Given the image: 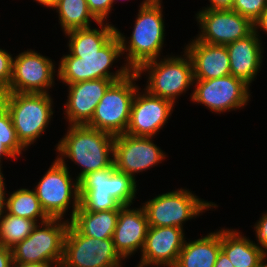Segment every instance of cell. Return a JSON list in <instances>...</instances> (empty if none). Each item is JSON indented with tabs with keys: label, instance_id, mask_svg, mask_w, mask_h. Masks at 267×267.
I'll use <instances>...</instances> for the list:
<instances>
[{
	"label": "cell",
	"instance_id": "ffe728a7",
	"mask_svg": "<svg viewBox=\"0 0 267 267\" xmlns=\"http://www.w3.org/2000/svg\"><path fill=\"white\" fill-rule=\"evenodd\" d=\"M185 48L193 65L194 80H208L227 76L230 60L226 45H214L191 39Z\"/></svg>",
	"mask_w": 267,
	"mask_h": 267
},
{
	"label": "cell",
	"instance_id": "e575fe53",
	"mask_svg": "<svg viewBox=\"0 0 267 267\" xmlns=\"http://www.w3.org/2000/svg\"><path fill=\"white\" fill-rule=\"evenodd\" d=\"M254 32L260 37L259 33L261 30L267 34V8L260 14V16L253 22ZM260 28V29H259ZM260 31H259V30Z\"/></svg>",
	"mask_w": 267,
	"mask_h": 267
},
{
	"label": "cell",
	"instance_id": "d590c367",
	"mask_svg": "<svg viewBox=\"0 0 267 267\" xmlns=\"http://www.w3.org/2000/svg\"><path fill=\"white\" fill-rule=\"evenodd\" d=\"M4 176L2 171L0 172V220L4 216V213L6 211V184L4 183Z\"/></svg>",
	"mask_w": 267,
	"mask_h": 267
},
{
	"label": "cell",
	"instance_id": "603a6c76",
	"mask_svg": "<svg viewBox=\"0 0 267 267\" xmlns=\"http://www.w3.org/2000/svg\"><path fill=\"white\" fill-rule=\"evenodd\" d=\"M221 250V229L196 240L185 239L174 267H214Z\"/></svg>",
	"mask_w": 267,
	"mask_h": 267
},
{
	"label": "cell",
	"instance_id": "9a60e30c",
	"mask_svg": "<svg viewBox=\"0 0 267 267\" xmlns=\"http://www.w3.org/2000/svg\"><path fill=\"white\" fill-rule=\"evenodd\" d=\"M153 138L126 133L115 135L113 159L115 169L136 180L135 174L162 163L166 154L154 144Z\"/></svg>",
	"mask_w": 267,
	"mask_h": 267
},
{
	"label": "cell",
	"instance_id": "3957f363",
	"mask_svg": "<svg viewBox=\"0 0 267 267\" xmlns=\"http://www.w3.org/2000/svg\"><path fill=\"white\" fill-rule=\"evenodd\" d=\"M137 181L115 169L92 171L79 181L80 205L88 211H107L131 206Z\"/></svg>",
	"mask_w": 267,
	"mask_h": 267
},
{
	"label": "cell",
	"instance_id": "4316f807",
	"mask_svg": "<svg viewBox=\"0 0 267 267\" xmlns=\"http://www.w3.org/2000/svg\"><path fill=\"white\" fill-rule=\"evenodd\" d=\"M6 212L36 221L38 224L49 219L43 211L34 189L20 188L7 195ZM40 220V222H39Z\"/></svg>",
	"mask_w": 267,
	"mask_h": 267
},
{
	"label": "cell",
	"instance_id": "5bb4252c",
	"mask_svg": "<svg viewBox=\"0 0 267 267\" xmlns=\"http://www.w3.org/2000/svg\"><path fill=\"white\" fill-rule=\"evenodd\" d=\"M201 30L197 39L214 45H227L250 35L253 22L231 9H202L195 15Z\"/></svg>",
	"mask_w": 267,
	"mask_h": 267
},
{
	"label": "cell",
	"instance_id": "277c9868",
	"mask_svg": "<svg viewBox=\"0 0 267 267\" xmlns=\"http://www.w3.org/2000/svg\"><path fill=\"white\" fill-rule=\"evenodd\" d=\"M121 55L120 40L115 34L96 52L64 54L58 65L57 78L65 85L93 79L122 80L132 72L125 64L115 73L109 71Z\"/></svg>",
	"mask_w": 267,
	"mask_h": 267
},
{
	"label": "cell",
	"instance_id": "d4e9b609",
	"mask_svg": "<svg viewBox=\"0 0 267 267\" xmlns=\"http://www.w3.org/2000/svg\"><path fill=\"white\" fill-rule=\"evenodd\" d=\"M105 22H98L99 30L89 27L65 32L69 39V53L96 52L104 46L116 34V27Z\"/></svg>",
	"mask_w": 267,
	"mask_h": 267
},
{
	"label": "cell",
	"instance_id": "f1b7e54d",
	"mask_svg": "<svg viewBox=\"0 0 267 267\" xmlns=\"http://www.w3.org/2000/svg\"><path fill=\"white\" fill-rule=\"evenodd\" d=\"M0 140L3 144L17 157L22 155V151H26L25 147L17 138L16 130L13 126L9 112L4 102L0 99Z\"/></svg>",
	"mask_w": 267,
	"mask_h": 267
},
{
	"label": "cell",
	"instance_id": "74e56055",
	"mask_svg": "<svg viewBox=\"0 0 267 267\" xmlns=\"http://www.w3.org/2000/svg\"><path fill=\"white\" fill-rule=\"evenodd\" d=\"M214 267H234V266L232 265L231 261L226 256V254L222 250H220Z\"/></svg>",
	"mask_w": 267,
	"mask_h": 267
},
{
	"label": "cell",
	"instance_id": "7a4b0ae2",
	"mask_svg": "<svg viewBox=\"0 0 267 267\" xmlns=\"http://www.w3.org/2000/svg\"><path fill=\"white\" fill-rule=\"evenodd\" d=\"M139 7L130 40L116 28L122 57L126 52L124 64L131 71H136L145 62L160 58L165 38L162 0H143Z\"/></svg>",
	"mask_w": 267,
	"mask_h": 267
},
{
	"label": "cell",
	"instance_id": "d6986e66",
	"mask_svg": "<svg viewBox=\"0 0 267 267\" xmlns=\"http://www.w3.org/2000/svg\"><path fill=\"white\" fill-rule=\"evenodd\" d=\"M148 228L149 223L143 207L130 208L129 205L119 210L112 240L123 259L126 260L140 249L142 251Z\"/></svg>",
	"mask_w": 267,
	"mask_h": 267
},
{
	"label": "cell",
	"instance_id": "8992f818",
	"mask_svg": "<svg viewBox=\"0 0 267 267\" xmlns=\"http://www.w3.org/2000/svg\"><path fill=\"white\" fill-rule=\"evenodd\" d=\"M138 76L148 73L145 90L156 97L171 101L176 99L193 86V65L191 58L184 50V55H167L142 64L136 71ZM145 72V73H144Z\"/></svg>",
	"mask_w": 267,
	"mask_h": 267
},
{
	"label": "cell",
	"instance_id": "44dd1931",
	"mask_svg": "<svg viewBox=\"0 0 267 267\" xmlns=\"http://www.w3.org/2000/svg\"><path fill=\"white\" fill-rule=\"evenodd\" d=\"M261 37L253 31L250 35L226 45L230 60V73L251 86L262 66Z\"/></svg>",
	"mask_w": 267,
	"mask_h": 267
},
{
	"label": "cell",
	"instance_id": "8d00e7d4",
	"mask_svg": "<svg viewBox=\"0 0 267 267\" xmlns=\"http://www.w3.org/2000/svg\"><path fill=\"white\" fill-rule=\"evenodd\" d=\"M210 6L203 7L204 9H231L234 0H208Z\"/></svg>",
	"mask_w": 267,
	"mask_h": 267
},
{
	"label": "cell",
	"instance_id": "52a82bcc",
	"mask_svg": "<svg viewBox=\"0 0 267 267\" xmlns=\"http://www.w3.org/2000/svg\"><path fill=\"white\" fill-rule=\"evenodd\" d=\"M149 226L179 227L183 229L186 221L195 219L204 211L218 206L214 202H207L198 198L188 189L172 190L155 196L142 203Z\"/></svg>",
	"mask_w": 267,
	"mask_h": 267
},
{
	"label": "cell",
	"instance_id": "60d3db41",
	"mask_svg": "<svg viewBox=\"0 0 267 267\" xmlns=\"http://www.w3.org/2000/svg\"><path fill=\"white\" fill-rule=\"evenodd\" d=\"M35 1L43 5L44 7H48L51 9V7L55 4L56 0H35Z\"/></svg>",
	"mask_w": 267,
	"mask_h": 267
},
{
	"label": "cell",
	"instance_id": "9c48e42d",
	"mask_svg": "<svg viewBox=\"0 0 267 267\" xmlns=\"http://www.w3.org/2000/svg\"><path fill=\"white\" fill-rule=\"evenodd\" d=\"M70 221L49 218L36 225L32 233L12 248L13 263H55L61 266L64 240Z\"/></svg>",
	"mask_w": 267,
	"mask_h": 267
},
{
	"label": "cell",
	"instance_id": "4fadbf2b",
	"mask_svg": "<svg viewBox=\"0 0 267 267\" xmlns=\"http://www.w3.org/2000/svg\"><path fill=\"white\" fill-rule=\"evenodd\" d=\"M55 64L32 49L13 57L12 78L5 92L49 93L54 86Z\"/></svg>",
	"mask_w": 267,
	"mask_h": 267
},
{
	"label": "cell",
	"instance_id": "836d02e7",
	"mask_svg": "<svg viewBox=\"0 0 267 267\" xmlns=\"http://www.w3.org/2000/svg\"><path fill=\"white\" fill-rule=\"evenodd\" d=\"M0 267H13L12 249L0 245Z\"/></svg>",
	"mask_w": 267,
	"mask_h": 267
},
{
	"label": "cell",
	"instance_id": "1f68e13d",
	"mask_svg": "<svg viewBox=\"0 0 267 267\" xmlns=\"http://www.w3.org/2000/svg\"><path fill=\"white\" fill-rule=\"evenodd\" d=\"M91 14L98 22H104L113 8L112 0H87Z\"/></svg>",
	"mask_w": 267,
	"mask_h": 267
},
{
	"label": "cell",
	"instance_id": "d6a6232c",
	"mask_svg": "<svg viewBox=\"0 0 267 267\" xmlns=\"http://www.w3.org/2000/svg\"><path fill=\"white\" fill-rule=\"evenodd\" d=\"M262 214L253 227L258 242L256 245L261 247L267 255V212Z\"/></svg>",
	"mask_w": 267,
	"mask_h": 267
},
{
	"label": "cell",
	"instance_id": "ac0fdd59",
	"mask_svg": "<svg viewBox=\"0 0 267 267\" xmlns=\"http://www.w3.org/2000/svg\"><path fill=\"white\" fill-rule=\"evenodd\" d=\"M113 82L111 79H93L68 84L69 93L64 113L69 125H87L105 91Z\"/></svg>",
	"mask_w": 267,
	"mask_h": 267
},
{
	"label": "cell",
	"instance_id": "484cf974",
	"mask_svg": "<svg viewBox=\"0 0 267 267\" xmlns=\"http://www.w3.org/2000/svg\"><path fill=\"white\" fill-rule=\"evenodd\" d=\"M56 10L63 33L91 27V19L98 24L87 6V0H56L51 7Z\"/></svg>",
	"mask_w": 267,
	"mask_h": 267
},
{
	"label": "cell",
	"instance_id": "cb8c5ba5",
	"mask_svg": "<svg viewBox=\"0 0 267 267\" xmlns=\"http://www.w3.org/2000/svg\"><path fill=\"white\" fill-rule=\"evenodd\" d=\"M120 209L88 211L81 205L70 221L83 235L97 239L112 238Z\"/></svg>",
	"mask_w": 267,
	"mask_h": 267
},
{
	"label": "cell",
	"instance_id": "7c38bea8",
	"mask_svg": "<svg viewBox=\"0 0 267 267\" xmlns=\"http://www.w3.org/2000/svg\"><path fill=\"white\" fill-rule=\"evenodd\" d=\"M193 85L195 89L190 95L191 101L203 104L212 113L243 108L250 100V86L231 74L215 79L194 80Z\"/></svg>",
	"mask_w": 267,
	"mask_h": 267
},
{
	"label": "cell",
	"instance_id": "2e32d148",
	"mask_svg": "<svg viewBox=\"0 0 267 267\" xmlns=\"http://www.w3.org/2000/svg\"><path fill=\"white\" fill-rule=\"evenodd\" d=\"M137 89L130 113L126 134L132 136L155 137L168 123L175 106L171 101L153 96L145 89Z\"/></svg>",
	"mask_w": 267,
	"mask_h": 267
},
{
	"label": "cell",
	"instance_id": "30bf717a",
	"mask_svg": "<svg viewBox=\"0 0 267 267\" xmlns=\"http://www.w3.org/2000/svg\"><path fill=\"white\" fill-rule=\"evenodd\" d=\"M73 180L67 163H60L57 159L39 180L34 191L49 218L64 219L72 204V212L68 220L73 219L80 205L79 182L76 179L74 182Z\"/></svg>",
	"mask_w": 267,
	"mask_h": 267
},
{
	"label": "cell",
	"instance_id": "6da1fadb",
	"mask_svg": "<svg viewBox=\"0 0 267 267\" xmlns=\"http://www.w3.org/2000/svg\"><path fill=\"white\" fill-rule=\"evenodd\" d=\"M67 133L56 145L60 163L68 158L80 166L76 176L79 182L92 171L107 169L113 166L114 135L91 128L87 125H68Z\"/></svg>",
	"mask_w": 267,
	"mask_h": 267
},
{
	"label": "cell",
	"instance_id": "f35d334b",
	"mask_svg": "<svg viewBox=\"0 0 267 267\" xmlns=\"http://www.w3.org/2000/svg\"><path fill=\"white\" fill-rule=\"evenodd\" d=\"M13 158V160L17 159V157L3 144V141L0 140V172L2 171V162H1V159L2 158Z\"/></svg>",
	"mask_w": 267,
	"mask_h": 267
},
{
	"label": "cell",
	"instance_id": "4dcf8cb0",
	"mask_svg": "<svg viewBox=\"0 0 267 267\" xmlns=\"http://www.w3.org/2000/svg\"><path fill=\"white\" fill-rule=\"evenodd\" d=\"M13 56L0 48V94L9 88L12 78Z\"/></svg>",
	"mask_w": 267,
	"mask_h": 267
},
{
	"label": "cell",
	"instance_id": "5b68a950",
	"mask_svg": "<svg viewBox=\"0 0 267 267\" xmlns=\"http://www.w3.org/2000/svg\"><path fill=\"white\" fill-rule=\"evenodd\" d=\"M0 99L10 114L20 143L28 148L44 134L53 118V99L49 93L3 92Z\"/></svg>",
	"mask_w": 267,
	"mask_h": 267
},
{
	"label": "cell",
	"instance_id": "f546056e",
	"mask_svg": "<svg viewBox=\"0 0 267 267\" xmlns=\"http://www.w3.org/2000/svg\"><path fill=\"white\" fill-rule=\"evenodd\" d=\"M266 8V0H234L231 10L254 22Z\"/></svg>",
	"mask_w": 267,
	"mask_h": 267
},
{
	"label": "cell",
	"instance_id": "ba28073f",
	"mask_svg": "<svg viewBox=\"0 0 267 267\" xmlns=\"http://www.w3.org/2000/svg\"><path fill=\"white\" fill-rule=\"evenodd\" d=\"M140 77L132 71L124 79L113 82L96 106L94 115L87 126L112 135L126 133L131 106L139 86L135 81Z\"/></svg>",
	"mask_w": 267,
	"mask_h": 267
},
{
	"label": "cell",
	"instance_id": "7402d4cb",
	"mask_svg": "<svg viewBox=\"0 0 267 267\" xmlns=\"http://www.w3.org/2000/svg\"><path fill=\"white\" fill-rule=\"evenodd\" d=\"M240 231L221 228V250L234 267H263L266 253Z\"/></svg>",
	"mask_w": 267,
	"mask_h": 267
},
{
	"label": "cell",
	"instance_id": "83f0119b",
	"mask_svg": "<svg viewBox=\"0 0 267 267\" xmlns=\"http://www.w3.org/2000/svg\"><path fill=\"white\" fill-rule=\"evenodd\" d=\"M38 223L5 211L0 220V245L12 249L27 238Z\"/></svg>",
	"mask_w": 267,
	"mask_h": 267
},
{
	"label": "cell",
	"instance_id": "e0dca14e",
	"mask_svg": "<svg viewBox=\"0 0 267 267\" xmlns=\"http://www.w3.org/2000/svg\"><path fill=\"white\" fill-rule=\"evenodd\" d=\"M184 229L149 226L137 267H174L185 242Z\"/></svg>",
	"mask_w": 267,
	"mask_h": 267
},
{
	"label": "cell",
	"instance_id": "8fae6325",
	"mask_svg": "<svg viewBox=\"0 0 267 267\" xmlns=\"http://www.w3.org/2000/svg\"><path fill=\"white\" fill-rule=\"evenodd\" d=\"M123 260L116 251L112 238L88 237L70 222L60 267H122Z\"/></svg>",
	"mask_w": 267,
	"mask_h": 267
},
{
	"label": "cell",
	"instance_id": "ab89813d",
	"mask_svg": "<svg viewBox=\"0 0 267 267\" xmlns=\"http://www.w3.org/2000/svg\"><path fill=\"white\" fill-rule=\"evenodd\" d=\"M13 267H58L55 263H13Z\"/></svg>",
	"mask_w": 267,
	"mask_h": 267
}]
</instances>
